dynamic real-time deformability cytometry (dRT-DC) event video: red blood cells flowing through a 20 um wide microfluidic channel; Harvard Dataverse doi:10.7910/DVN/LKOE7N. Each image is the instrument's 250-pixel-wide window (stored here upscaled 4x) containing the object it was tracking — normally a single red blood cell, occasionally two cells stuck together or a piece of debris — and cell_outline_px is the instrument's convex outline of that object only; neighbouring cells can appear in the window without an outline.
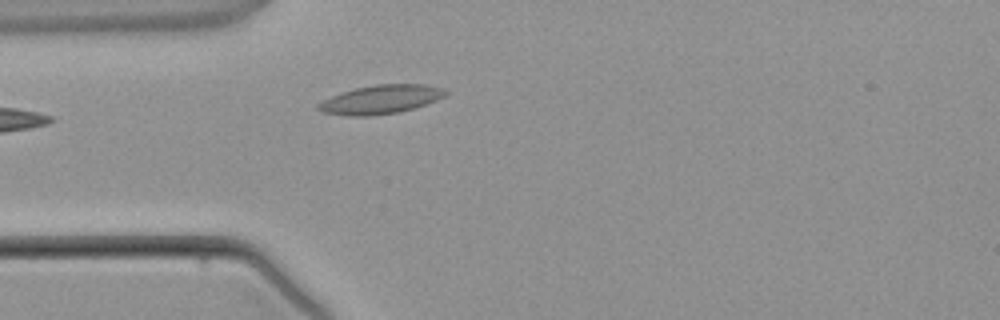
{"species": "common noctule bat (a hibernating species)", "species_latin": "Nyctalus noctula", "temperature_condition": "warm", "stored_images_in_passage": 3, "camera_frame_rate_fps": 3000, "um_per_image_px": 0.085, "animal": {"sex": "male", "body_mass_g": 21.5, "forearm_length_mm": 52.0}, "frame": {"image": 1, "passage_image": 3, "time_ms": 2.333, "image_size_px": [1000, 320], "cell_outline_px": [[448, 92], [444, 96], [436, 100], [400, 112], [368, 116], [352, 116], [320, 112], [316, 108], [316, 104], [332, 96], [356, 88], [376, 84], [428, 84], [444, 88]], "centroid_in_image_um": [32.36, 8.45], "position_along_channel_um": 52.6, "area_um2": 21.21}}